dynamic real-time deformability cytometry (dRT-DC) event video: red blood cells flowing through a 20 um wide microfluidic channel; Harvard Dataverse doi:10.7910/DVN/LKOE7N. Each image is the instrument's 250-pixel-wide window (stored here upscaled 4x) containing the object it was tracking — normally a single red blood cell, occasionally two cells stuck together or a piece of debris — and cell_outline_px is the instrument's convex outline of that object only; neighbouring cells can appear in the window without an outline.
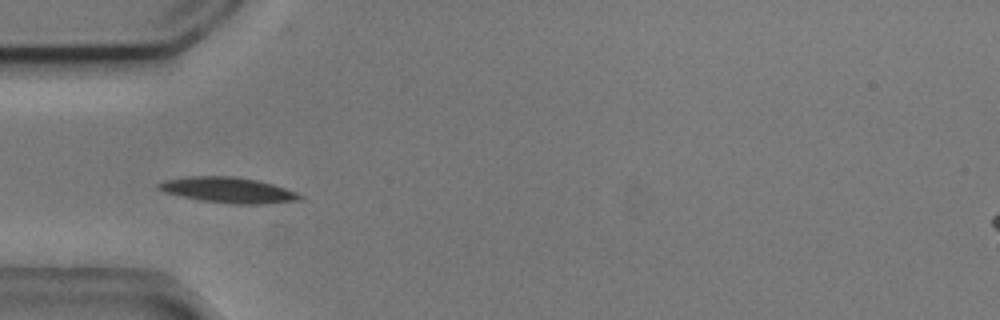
{"species": "common noctule bat (a hibernating species)", "species_latin": "Nyctalus noctula", "temperature_condition": "cold", "stored_images_in_passage": 6, "camera_frame_rate_fps": 3000, "um_per_image_px": 0.085, "animal": {"sex": "male", "body_mass_g": 20.5, "forearm_length_mm": 52.5}, "frame": {"image": 1, "passage_image": 5, "time_ms": 1.333, "image_size_px": [1000, 320], "cell_outline_px": [[304, 196], [300, 200], [264, 204], [236, 204], [200, 200], [180, 196], [164, 192], [156, 188], [156, 184], [164, 180], [188, 176], [236, 176], [256, 180], [272, 184], [296, 192]], "centroid_in_image_um": [19.36, 16.15], "position_along_channel_um": 65.6, "area_um2": 21.1}}